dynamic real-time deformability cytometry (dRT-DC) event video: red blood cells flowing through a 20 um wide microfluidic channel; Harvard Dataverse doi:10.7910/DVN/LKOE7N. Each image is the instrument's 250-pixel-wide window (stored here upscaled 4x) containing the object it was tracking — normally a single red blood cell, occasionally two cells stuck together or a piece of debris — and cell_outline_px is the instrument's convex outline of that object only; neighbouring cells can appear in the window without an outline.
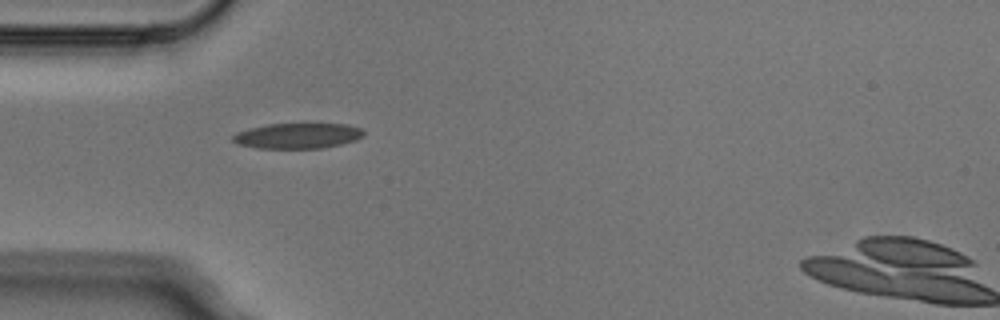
{"species": "Egyptian fruit bat (a non-hibernating species)", "species_latin": "Rousettus aegyptiacus", "temperature_condition": "cold", "stored_images_in_passage": 2, "camera_frame_rate_fps": 3000, "um_per_image_px": 0.085, "animal": {"sex": "male"}, "frame": {"image": 1, "passage_image": 1, "time_ms": 0.0, "image_size_px": [1000, 320], "cell_outline_px": [[364, 136], [356, 140], [340, 144], [320, 148], [256, 148], [236, 144], [232, 140], [232, 136], [236, 132], [248, 128], [268, 124], [304, 120], [348, 124], [360, 128], [364, 132]], "centroid_in_image_um": [25.31, 11.48], "position_along_channel_um": 59.7, "area_um2": 20.58}}
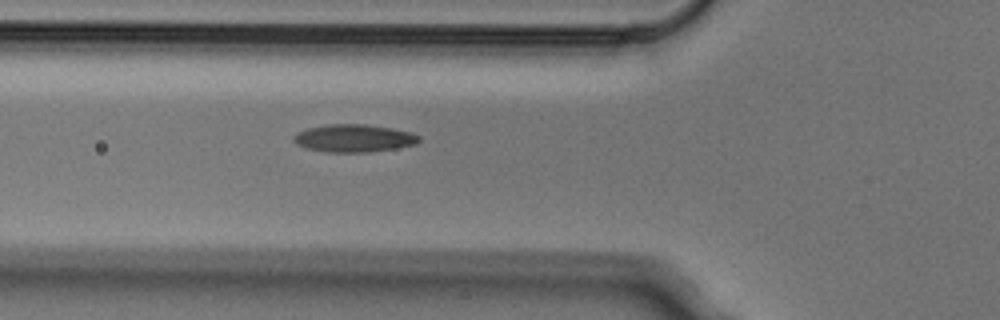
{"frame": {"image": 2, "passage_image": 2, "time_ms": 0.333, "image_size_px": [1000, 320], "cell_outline_px": [[420, 140], [416, 144], [396, 148], [368, 152], [324, 152], [308, 148], [296, 144], [292, 140], [292, 136], [308, 128], [328, 124], [364, 124], [392, 128], [412, 132], [420, 136]], "centroid_in_image_um": [30.09, 11.75], "position_along_channel_um": 95.7, "area_um2": 20.23}}